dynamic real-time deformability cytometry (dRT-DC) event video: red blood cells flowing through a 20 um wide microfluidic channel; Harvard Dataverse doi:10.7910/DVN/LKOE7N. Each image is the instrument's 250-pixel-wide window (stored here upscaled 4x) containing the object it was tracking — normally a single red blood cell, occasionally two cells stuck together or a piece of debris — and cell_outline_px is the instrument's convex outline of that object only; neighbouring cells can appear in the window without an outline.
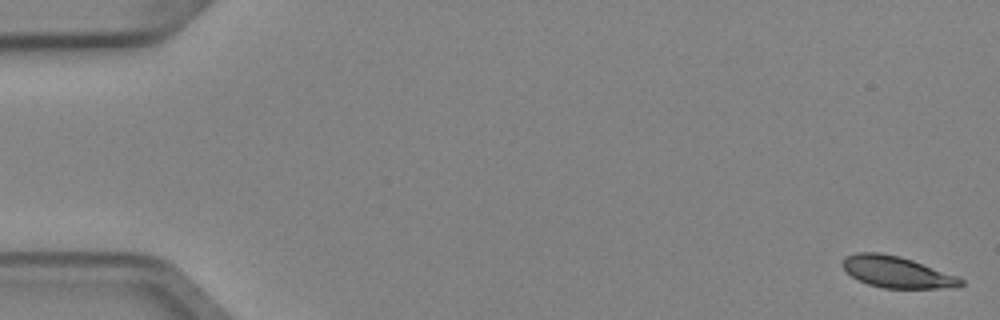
{"species": "Egyptian fruit bat (a non-hibernating species)", "species_latin": "Rousettus aegyptiacus", "temperature_condition": "cold", "stored_images_in_passage": 5, "camera_frame_rate_fps": 3000, "um_per_image_px": 0.085, "animal": {"sex": "female"}, "frame": {"image": 1, "passage_image": 1, "time_ms": 0.0, "image_size_px": [1000, 320], "cell_outline_px": [[964, 284], [960, 288], [884, 288], [868, 284], [852, 276], [840, 264], [844, 256], [856, 252], [880, 252], [900, 256], [960, 276], [964, 280]], "centroid_in_image_um": [76.28, 23.12], "position_along_channel_um": 8.7, "area_um2": 21.96}}
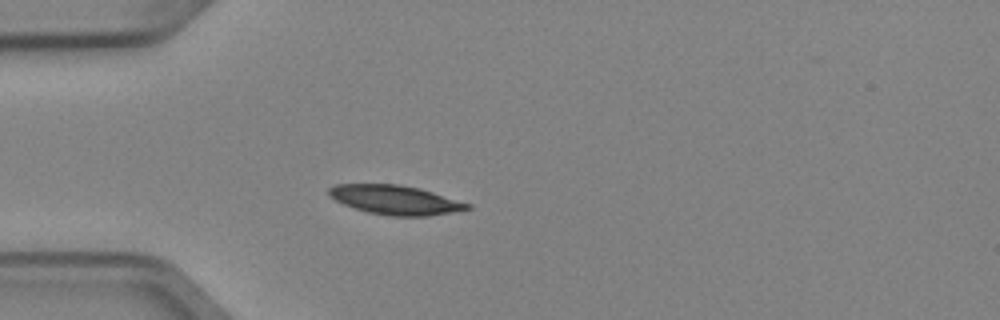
{"frame": {"image": 2, "passage_image": 5, "time_ms": 1.333, "image_size_px": [1000, 320], "cell_outline_px": [[472, 208], [428, 216], [392, 216], [368, 212], [344, 204], [336, 200], [328, 192], [328, 188], [336, 184], [400, 184], [420, 188], [472, 204]], "centroid_in_image_um": [33.63, 16.98], "position_along_channel_um": 51.4, "area_um2": 23.41}}